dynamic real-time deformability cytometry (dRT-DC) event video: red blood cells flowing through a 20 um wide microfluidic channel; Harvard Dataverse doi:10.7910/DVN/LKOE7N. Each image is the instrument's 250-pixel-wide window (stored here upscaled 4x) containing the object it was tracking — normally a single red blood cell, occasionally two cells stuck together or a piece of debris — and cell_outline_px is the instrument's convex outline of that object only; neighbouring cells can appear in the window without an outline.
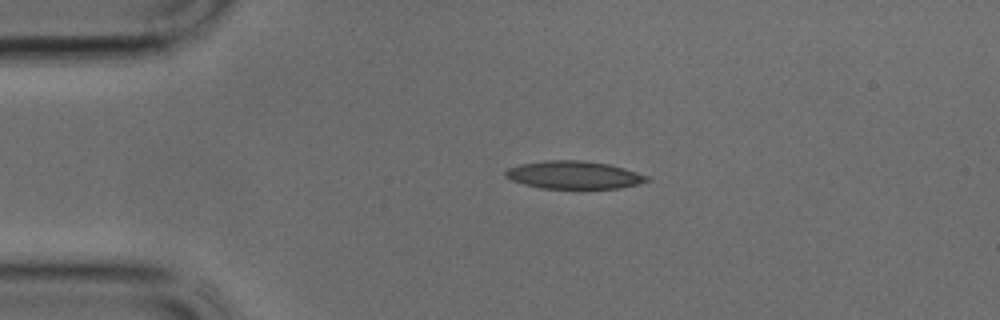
{"species": "common noctule bat (a hibernating species)", "species_latin": "Nyctalus noctula", "temperature_condition": "cold", "stored_images_in_passage": 31, "camera_frame_rate_fps": 3000, "um_per_image_px": 0.085, "animal": {"sex": "male", "body_mass_g": 17.9, "forearm_length_mm": 54.2}, "frame": {"image": 1, "passage_image": 1, "time_ms": 0.0, "image_size_px": [1000, 320], "cell_outline_px": [[652, 180], [620, 188], [540, 188], [524, 184], [512, 180], [504, 176], [504, 172], [508, 168], [520, 164], [544, 160], [584, 160], [608, 164], [624, 168], [648, 176]], "centroid_in_image_um": [48.76, 14.86], "position_along_channel_um": 36.2, "area_um2": 22.89}}
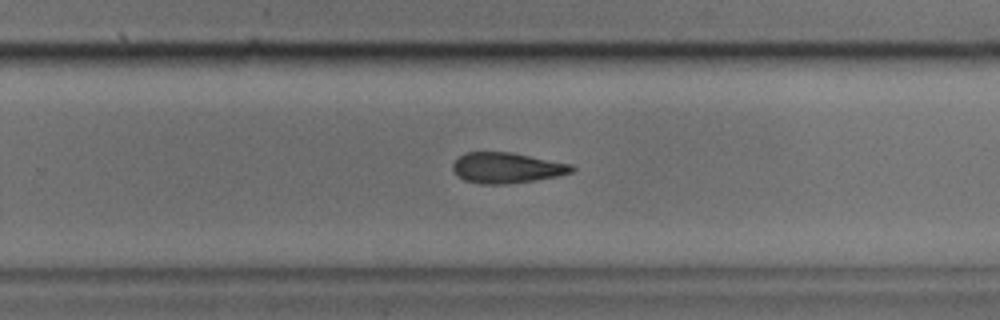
{"frame": {"image": 2, "passage_image": 17, "time_ms": 5.333, "image_size_px": [1000, 320], "cell_outline_px": [[576, 168], [572, 172], [556, 176], [536, 180], [508, 184], [480, 184], [464, 180], [452, 168], [452, 164], [464, 152], [512, 152], [572, 164]], "centroid_in_image_um": [43.09, 14.26], "position_along_channel_um": 286.7, "area_um2": 21.21}}
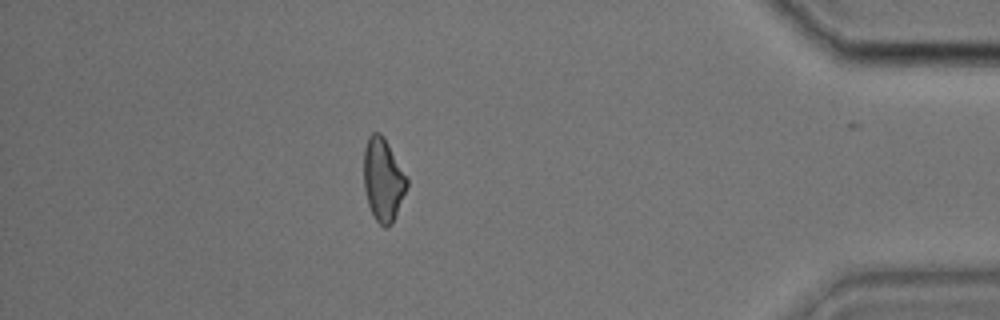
{"frame": {"image": 3, "passage_image": 26, "time_ms": 8.333, "image_size_px": [1000, 320], "cell_outline_px": [[408, 184], [396, 216], [392, 224], [388, 228], [384, 228], [376, 220], [368, 204], [364, 188], [364, 148], [368, 136], [372, 132], [380, 132], [384, 136], [408, 176]], "centroid_in_image_um": [32.58, 15.25], "position_along_channel_um": 402.6, "area_um2": 21.15}}